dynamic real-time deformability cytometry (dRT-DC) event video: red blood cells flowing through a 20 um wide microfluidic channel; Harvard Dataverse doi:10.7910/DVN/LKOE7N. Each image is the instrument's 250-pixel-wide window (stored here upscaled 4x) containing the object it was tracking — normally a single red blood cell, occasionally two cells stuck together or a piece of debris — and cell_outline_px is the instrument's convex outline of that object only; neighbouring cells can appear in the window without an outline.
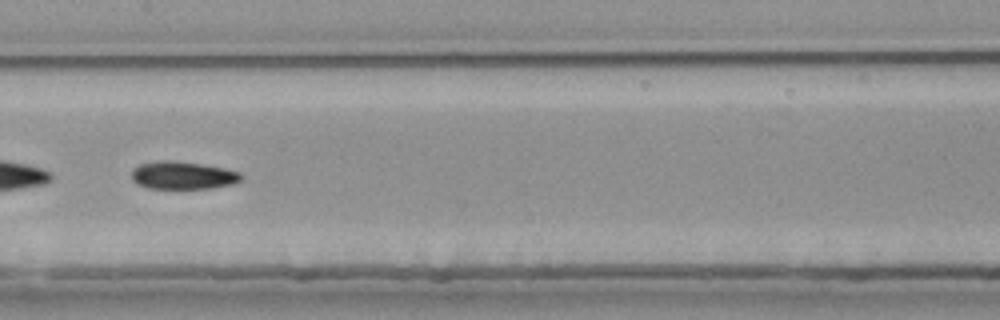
{"species": "common noctule bat (a hibernating species)", "species_latin": "Nyctalus noctula", "temperature_condition": "room temperature", "stored_images_in_passage": 36, "camera_frame_rate_fps": 3000, "um_per_image_px": 0.085, "animal": {"sex": "female", "body_mass_g": 25.1}, "frame": {"image": 1, "passage_image": 11, "time_ms": 3.333, "image_size_px": [1000, 320], "cell_outline_px": [[240, 180], [228, 184], [204, 188], [152, 188], [140, 184], [132, 176], [132, 172], [136, 168], [144, 164], [196, 164], [220, 168], [236, 172], [240, 176]], "centroid_in_image_um": [15.56, 14.97], "position_along_channel_um": 191.8, "area_um2": 15.61}}